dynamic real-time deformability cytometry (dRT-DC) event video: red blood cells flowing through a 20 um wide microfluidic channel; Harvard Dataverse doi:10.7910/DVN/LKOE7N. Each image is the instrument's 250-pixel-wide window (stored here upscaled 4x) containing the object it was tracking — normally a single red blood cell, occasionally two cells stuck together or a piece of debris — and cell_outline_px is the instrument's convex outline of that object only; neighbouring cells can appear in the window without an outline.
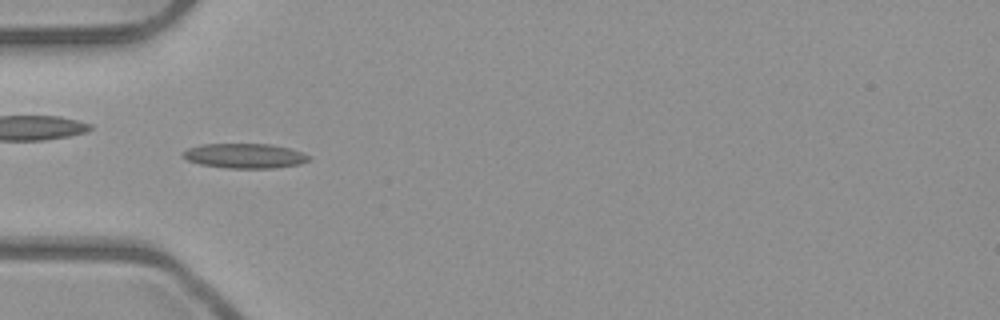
{"species": "common noctule bat (a hibernating species)", "species_latin": "Nyctalus noctula", "temperature_condition": "room temperature", "stored_images_in_passage": 8, "camera_frame_rate_fps": 3000, "um_per_image_px": 0.085, "animal": {"sex": "male", "body_mass_g": 23.1, "forearm_length_mm": 52.7}, "frame": {"image": 1, "passage_image": 5, "time_ms": 1.333, "image_size_px": [1000, 320], "cell_outline_px": [[308, 160], [300, 164], [272, 168], [228, 168], [200, 164], [188, 160], [180, 156], [180, 152], [188, 148], [200, 144], [272, 144], [288, 148], [300, 152], [308, 156]], "centroid_in_image_um": [20.72, 13.24], "position_along_channel_um": 64.3, "area_um2": 18.09}}
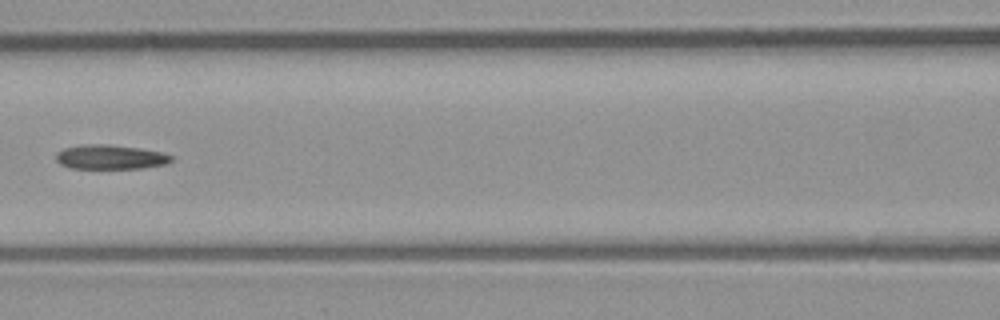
{"frame": {"image": 2, "passage_image": 7, "time_ms": 2.0, "image_size_px": [1000, 320], "cell_outline_px": [[176, 156], [168, 164], [144, 168], [68, 168], [60, 164], [56, 160], [56, 152], [64, 148], [84, 144], [108, 144], [140, 148], [160, 152]], "centroid_in_image_um": [9.4, 13.35], "position_along_channel_um": 157.2, "area_um2": 16.59}}
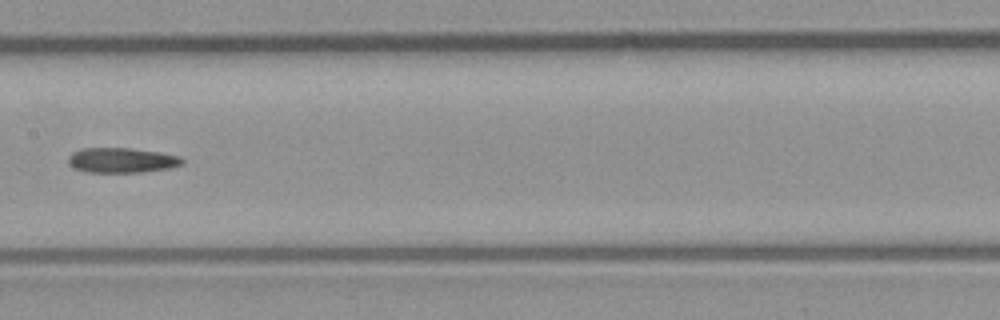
{"frame": {"image": 3, "passage_image": 8, "time_ms": 2.333, "image_size_px": [1000, 320], "cell_outline_px": [[184, 160], [180, 164], [168, 168], [140, 172], [88, 172], [76, 168], [68, 164], [68, 156], [72, 152], [80, 148], [132, 148], [160, 152], [180, 156]], "centroid_in_image_um": [10.31, 13.6], "position_along_channel_um": 197.1, "area_um2": 16.53}}